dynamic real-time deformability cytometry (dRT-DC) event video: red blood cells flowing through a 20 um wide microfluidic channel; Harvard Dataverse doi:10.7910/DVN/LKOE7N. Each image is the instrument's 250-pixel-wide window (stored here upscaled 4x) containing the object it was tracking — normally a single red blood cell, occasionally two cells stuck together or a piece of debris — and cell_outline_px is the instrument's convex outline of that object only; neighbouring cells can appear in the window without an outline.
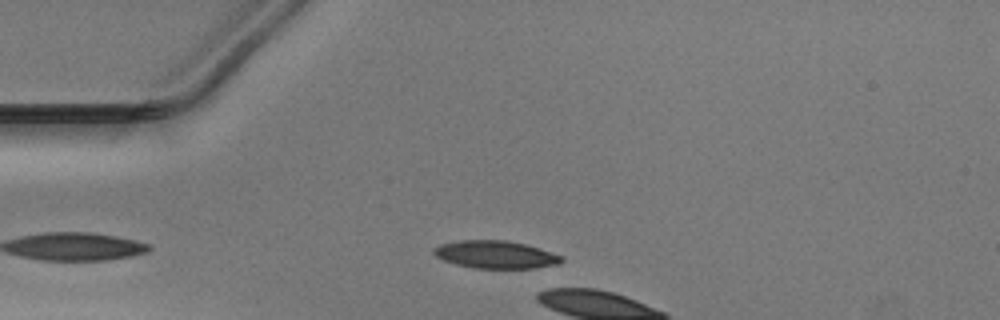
{"species": "Egyptian fruit bat (a non-hibernating species)", "species_latin": "Rousettus aegyptiacus", "temperature_condition": "warm", "stored_images_in_passage": 4, "camera_frame_rate_fps": 3000, "um_per_image_px": 0.085, "animal": {"sex": "male"}, "frame": {"image": 1, "passage_image": 2, "time_ms": 0.333, "image_size_px": [1000, 320], "cell_outline_px": [[564, 260], [560, 264], [536, 268], [472, 268], [456, 264], [444, 260], [436, 256], [432, 252], [432, 248], [440, 244], [460, 240], [504, 240], [524, 244], [540, 248], [560, 256]], "centroid_in_image_um": [42.1, 21.64], "position_along_channel_um": 42.9, "area_um2": 20.58}}